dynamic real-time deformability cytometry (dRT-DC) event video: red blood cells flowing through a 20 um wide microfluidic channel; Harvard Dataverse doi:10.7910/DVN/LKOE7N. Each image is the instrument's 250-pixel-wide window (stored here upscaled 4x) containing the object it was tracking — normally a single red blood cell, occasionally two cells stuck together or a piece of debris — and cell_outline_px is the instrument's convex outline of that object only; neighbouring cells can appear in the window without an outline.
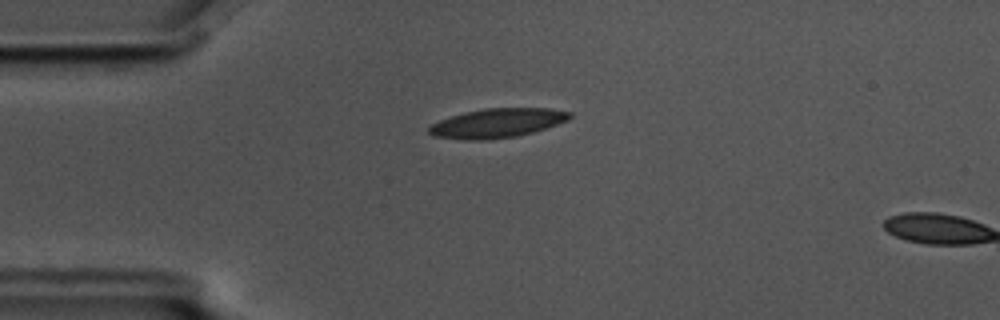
{"species": "common noctule bat (a hibernating species)", "species_latin": "Nyctalus noctula", "temperature_condition": "cold", "stored_images_in_passage": 5, "camera_frame_rate_fps": 3000, "um_per_image_px": 0.085, "animal": {"sex": "male", "body_mass_g": 17.5, "forearm_length_mm": 52.3}, "frame": {"image": 1, "passage_image": 5, "time_ms": 1.333, "image_size_px": [1000, 320], "cell_outline_px": [[572, 116], [568, 120], [532, 132], [516, 136], [488, 140], [464, 140], [432, 136], [428, 132], [428, 128], [432, 124], [440, 120], [464, 112], [484, 108], [548, 108], [572, 112]], "centroid_in_image_um": [42.24, 10.46], "position_along_channel_um": 42.8, "area_um2": 23.93}}